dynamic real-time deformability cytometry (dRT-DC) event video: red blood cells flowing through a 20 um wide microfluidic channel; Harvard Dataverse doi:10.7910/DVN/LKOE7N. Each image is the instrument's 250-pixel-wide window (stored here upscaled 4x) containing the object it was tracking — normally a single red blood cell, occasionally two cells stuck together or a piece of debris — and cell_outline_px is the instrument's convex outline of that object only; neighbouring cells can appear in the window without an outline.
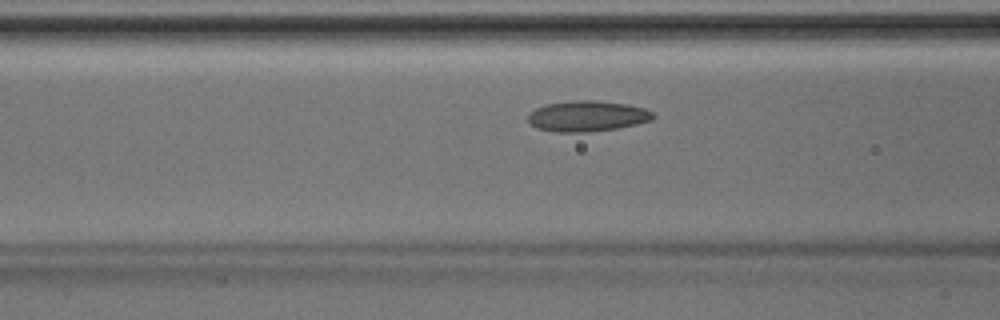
{"species": "Egyptian fruit bat (a non-hibernating species)", "species_latin": "Rousettus aegyptiacus", "temperature_condition": "room temperature", "stored_images_in_passage": 39, "camera_frame_rate_fps": 3000, "um_per_image_px": 0.085, "animal": {"sex": "male"}, "frame": {"image": 1, "passage_image": 12, "time_ms": 3.667, "image_size_px": [1000, 320], "cell_outline_px": [[656, 116], [652, 120], [636, 124], [616, 128], [584, 132], [556, 132], [536, 128], [528, 120], [528, 112], [544, 104], [572, 100], [596, 100], [628, 104], [644, 108], [652, 112]], "centroid_in_image_um": [49.9, 9.85], "position_along_channel_um": 116.7, "area_um2": 22.48}}
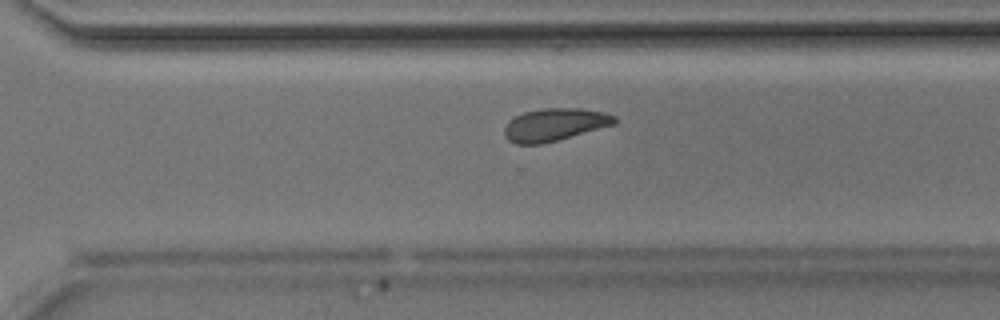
{"frame": {"image": 2, "passage_image": 26, "time_ms": 8.333, "image_size_px": [1000, 320], "cell_outline_px": [[616, 124], [556, 140], [540, 144], [516, 144], [508, 140], [504, 136], [504, 128], [508, 120], [524, 112], [544, 108], [580, 108], [604, 112], [616, 116]], "centroid_in_image_um": [47.13, 10.59], "position_along_channel_um": 323.5, "area_um2": 20.87}}
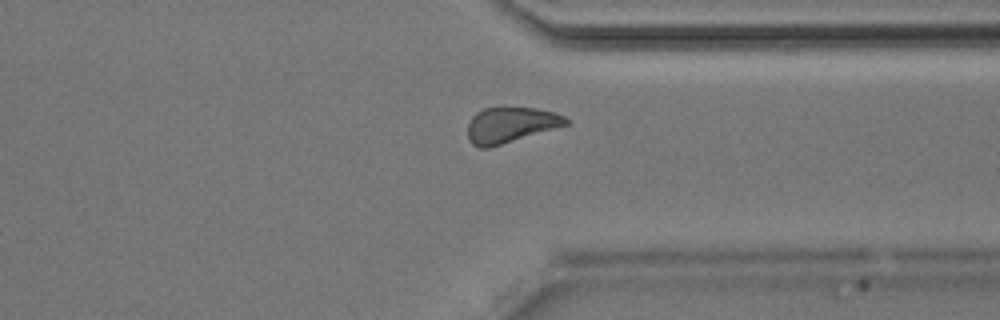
{"frame": {"image": 3, "passage_image": 29, "time_ms": 9.333, "image_size_px": [1000, 320], "cell_outline_px": [[568, 124], [488, 148], [480, 148], [472, 144], [468, 140], [468, 124], [472, 116], [476, 112], [484, 108], [536, 108], [552, 112], [564, 116], [568, 120]], "centroid_in_image_um": [43.34, 10.62], "position_along_channel_um": 368.1, "area_um2": 20.0}}